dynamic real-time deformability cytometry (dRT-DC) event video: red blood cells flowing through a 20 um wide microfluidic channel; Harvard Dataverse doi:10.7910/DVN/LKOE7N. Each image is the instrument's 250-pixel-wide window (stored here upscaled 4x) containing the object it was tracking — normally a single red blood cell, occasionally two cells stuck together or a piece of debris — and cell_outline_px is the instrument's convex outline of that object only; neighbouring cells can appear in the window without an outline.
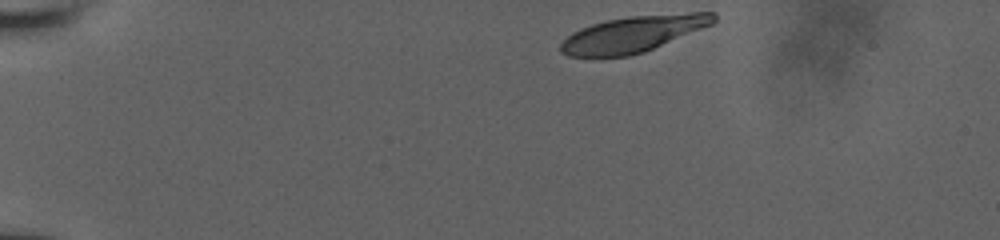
{"species": "human", "species_latin": "Homo sapiens", "temperature_condition": "room temperature", "stored_images_in_passage": 15, "camera_frame_rate_fps": 3000, "um_per_image_px": 0.085, "donor": {"sex": "male"}, "frame": {"image": 1, "passage_image": 1, "time_ms": 0.0, "image_size_px": [1000, 240], "cell_outline_px": [[716, 20], [712, 24], [644, 52], [628, 56], [568, 56], [560, 52], [560, 44], [572, 32], [580, 28], [592, 24], [608, 20], [628, 16], [692, 12], [716, 12]], "centroid_in_image_um": [53.82, 2.88], "position_along_channel_um": 31.2, "area_um2": 31.96}}
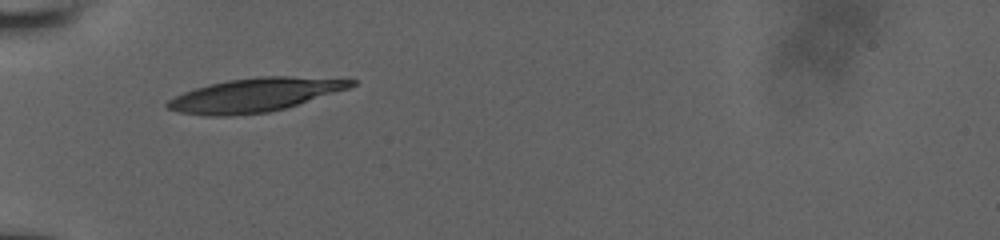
{"frame": {"image": 2, "passage_image": 7, "time_ms": 3.0, "image_size_px": [1000, 240], "cell_outline_px": [[356, 84], [348, 88], [284, 108], [268, 112], [232, 116], [204, 116], [180, 112], [168, 108], [164, 104], [168, 100], [184, 92], [208, 84], [228, 80], [260, 76], [288, 76], [356, 80]], "centroid_in_image_um": [21.6, 8.08], "position_along_channel_um": 63.4, "area_um2": 35.6}}
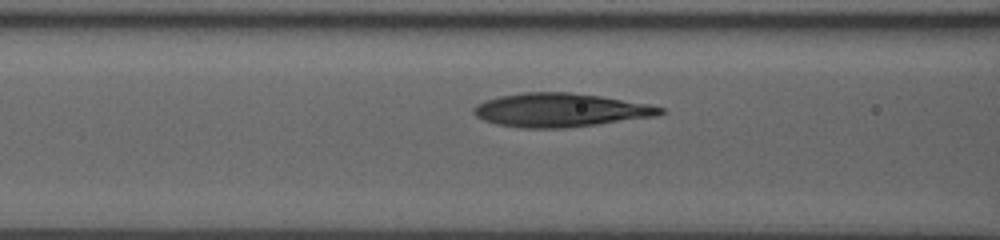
{"frame": {"image": 3, "passage_image": 12, "time_ms": 4.667, "image_size_px": [1000, 240], "cell_outline_px": [[664, 112], [656, 116], [596, 124], [564, 128], [524, 128], [496, 124], [484, 120], [476, 116], [472, 112], [472, 108], [476, 104], [484, 100], [500, 96], [524, 92], [568, 92], [600, 96], [648, 104], [664, 108]], "centroid_in_image_um": [47.58, 9.35], "position_along_channel_um": 119.0, "area_um2": 36.41}}